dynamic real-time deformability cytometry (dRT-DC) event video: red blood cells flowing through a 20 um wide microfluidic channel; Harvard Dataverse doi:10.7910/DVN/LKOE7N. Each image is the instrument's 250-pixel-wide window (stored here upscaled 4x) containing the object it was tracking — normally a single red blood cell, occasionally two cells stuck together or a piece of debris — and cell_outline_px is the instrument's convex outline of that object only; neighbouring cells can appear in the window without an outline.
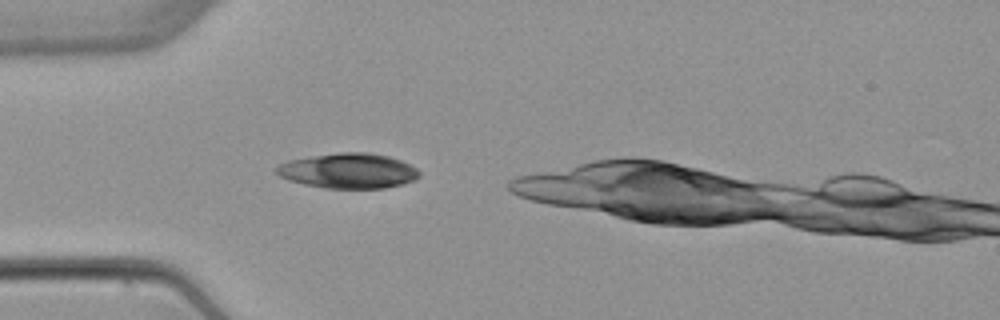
{"species": "common noctule bat (a hibernating species)", "species_latin": "Nyctalus noctula", "temperature_condition": "warm", "stored_images_in_passage": 1, "camera_frame_rate_fps": 3000, "um_per_image_px": 0.085, "animal": {"sex": "female", "body_mass_g": 22.7, "forearm_length_mm": 54.2}, "frame": {"image": 1, "passage_image": 1, "time_ms": 0.0, "image_size_px": [1000, 320], "cell_outline_px": [[420, 176], [416, 180], [404, 184], [384, 188], [324, 188], [304, 184], [288, 180], [280, 176], [276, 172], [276, 168], [280, 164], [288, 160], [340, 152], [368, 152], [388, 156], [400, 160], [416, 168], [420, 172]], "centroid_in_image_um": [29.64, 14.52], "position_along_channel_um": 55.4, "area_um2": 29.19}}